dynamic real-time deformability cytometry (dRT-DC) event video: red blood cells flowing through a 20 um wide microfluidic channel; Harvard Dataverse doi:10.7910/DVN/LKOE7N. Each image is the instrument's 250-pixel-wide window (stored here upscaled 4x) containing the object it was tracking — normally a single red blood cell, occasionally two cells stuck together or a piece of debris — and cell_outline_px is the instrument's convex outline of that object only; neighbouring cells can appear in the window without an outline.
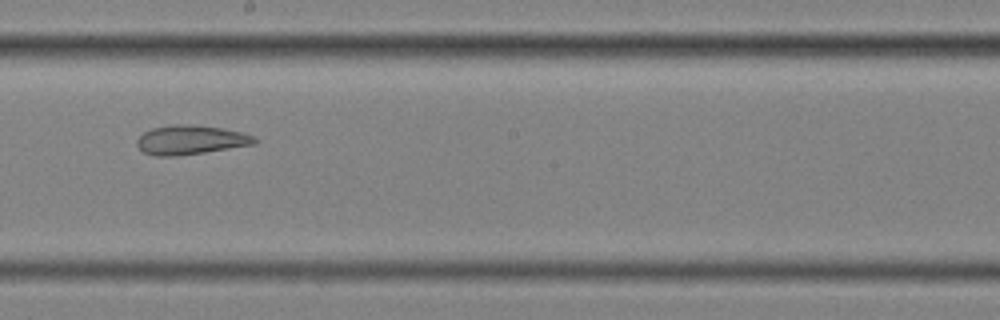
{"species": "common noctule bat (a hibernating species)", "species_latin": "Nyctalus noctula", "temperature_condition": "cold", "stored_images_in_passage": 10, "segment_of_instrument_passage": [2, 2], "camera_frame_rate_fps": 3000, "um_per_image_px": 0.085, "animal": {"sex": "female", "body_mass_g": 25.1}, "frame": {"image": 1, "passage_image": 9, "time_ms": 2.667, "image_size_px": [1000, 320], "cell_outline_px": [[260, 140], [256, 144], [204, 152], [176, 156], [156, 156], [144, 152], [136, 144], [136, 140], [144, 132], [152, 128], [176, 124], [188, 124], [224, 128], [244, 132]], "centroid_in_image_um": [16.23, 11.88], "position_along_channel_um": 232.0, "area_um2": 20.06}}
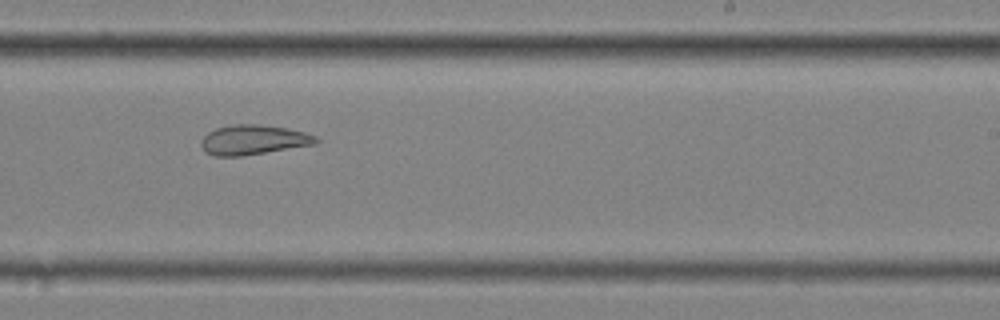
{"frame": {"image": 2, "passage_image": 10, "time_ms": 3.0, "image_size_px": [1000, 320], "cell_outline_px": [[320, 140], [316, 144], [244, 156], [216, 156], [204, 152], [200, 144], [200, 140], [208, 132], [216, 128], [232, 124], [260, 124], [288, 128], [304, 132], [316, 136]], "centroid_in_image_um": [21.53, 11.88], "position_along_channel_um": 267.5, "area_um2": 20.17}}